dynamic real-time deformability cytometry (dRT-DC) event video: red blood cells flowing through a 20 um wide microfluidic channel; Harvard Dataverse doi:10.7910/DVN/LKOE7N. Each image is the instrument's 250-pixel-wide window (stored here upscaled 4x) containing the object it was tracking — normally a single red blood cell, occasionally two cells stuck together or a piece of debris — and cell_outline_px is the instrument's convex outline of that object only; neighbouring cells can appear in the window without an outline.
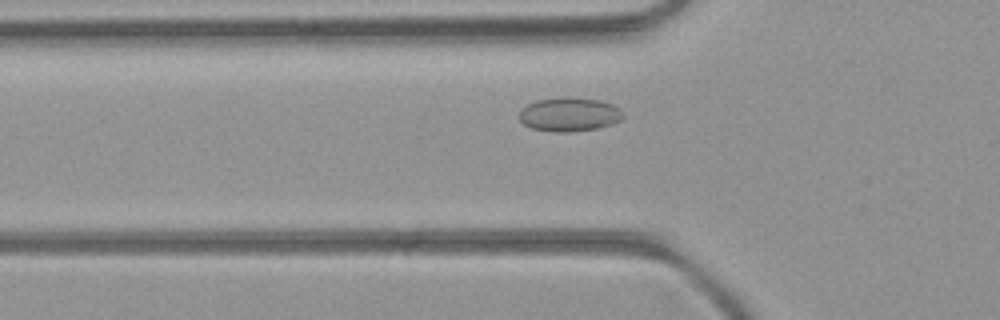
{"species": "common noctule bat (a hibernating species)", "species_latin": "Nyctalus noctula", "temperature_condition": "room temperature", "stored_images_in_passage": 36, "camera_frame_rate_fps": 3000, "um_per_image_px": 0.085, "animal": {"sex": "female", "body_mass_g": 21.9}, "frame": {"image": 1, "passage_image": 9, "time_ms": 2.667, "image_size_px": [1000, 320], "cell_outline_px": [[624, 116], [620, 120], [612, 124], [596, 128], [568, 132], [552, 132], [532, 128], [524, 124], [520, 120], [520, 108], [536, 100], [600, 100], [612, 104], [620, 108], [624, 112]], "centroid_in_image_um": [48.41, 9.77], "position_along_channel_um": 77.4, "area_um2": 19.77}}
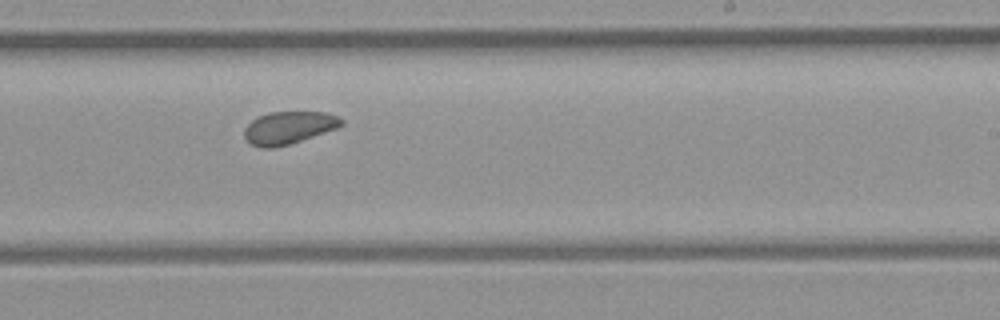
{"frame": {"image": 2, "passage_image": 22, "time_ms": 7.0, "image_size_px": [1000, 320], "cell_outline_px": [[344, 124], [336, 128], [288, 144], [272, 148], [264, 148], [252, 144], [244, 140], [244, 128], [256, 116], [268, 112], [324, 112], [336, 116], [344, 120]], "centroid_in_image_um": [24.49, 10.84], "position_along_channel_um": 264.5, "area_um2": 18.26}}
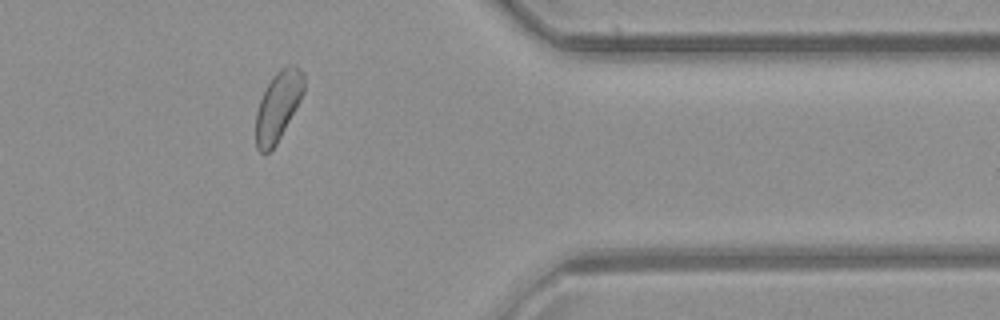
{"frame": {"image": 3, "passage_image": 32, "time_ms": 10.333, "image_size_px": [1000, 320], "cell_outline_px": [[304, 92], [300, 100], [276, 144], [268, 152], [260, 152], [256, 148], [256, 112], [260, 100], [272, 76], [280, 68], [288, 64], [296, 64], [304, 72]], "centroid_in_image_um": [23.65, 8.96], "position_along_channel_um": 387.8, "area_um2": 19.31}, "authors_computed_cell_mechanics": {"area_um2": 19.1318, "velocity_mm_per_s": 4.3009, "shape_relaxation_time_tau1_ms": null, "shape_relaxation_time_tau2_ms": 6.9321, "deformation_change_tau1": null, "deformation_change_tau2": 0.1019}}